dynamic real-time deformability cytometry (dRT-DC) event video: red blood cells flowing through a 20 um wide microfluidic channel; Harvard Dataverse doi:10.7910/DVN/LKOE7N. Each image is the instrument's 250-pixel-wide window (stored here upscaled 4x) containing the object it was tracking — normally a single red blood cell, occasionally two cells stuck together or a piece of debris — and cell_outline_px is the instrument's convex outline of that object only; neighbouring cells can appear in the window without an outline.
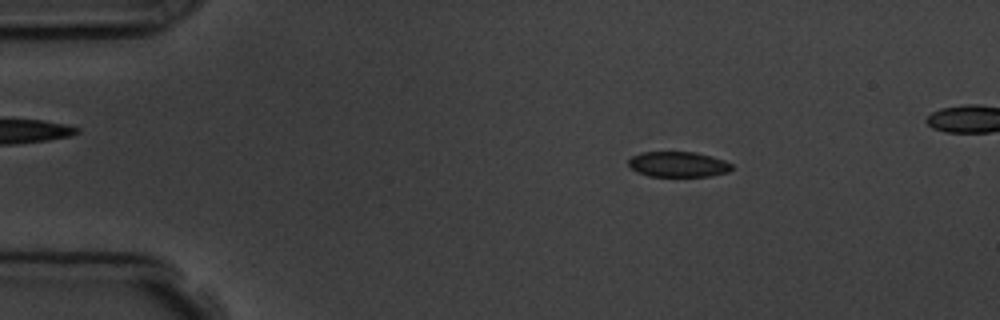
{"species": "common noctule bat (a hibernating species)", "species_latin": "Nyctalus noctula", "temperature_condition": "room temperature", "stored_images_in_passage": 7, "camera_frame_rate_fps": 3000, "um_per_image_px": 0.085, "animal": {"sex": "male", "body_mass_g": 19.5, "forearm_length_mm": 54.6}, "frame": {"image": 1, "passage_image": 3, "time_ms": 2.333, "image_size_px": [1000, 320], "cell_outline_px": [[732, 168], [728, 172], [712, 176], [648, 176], [636, 172], [628, 164], [628, 160], [632, 156], [640, 152], [696, 152], [712, 156], [724, 160], [732, 164]], "centroid_in_image_um": [57.64, 13.96], "position_along_channel_um": 27.4, "area_um2": 15.37}}